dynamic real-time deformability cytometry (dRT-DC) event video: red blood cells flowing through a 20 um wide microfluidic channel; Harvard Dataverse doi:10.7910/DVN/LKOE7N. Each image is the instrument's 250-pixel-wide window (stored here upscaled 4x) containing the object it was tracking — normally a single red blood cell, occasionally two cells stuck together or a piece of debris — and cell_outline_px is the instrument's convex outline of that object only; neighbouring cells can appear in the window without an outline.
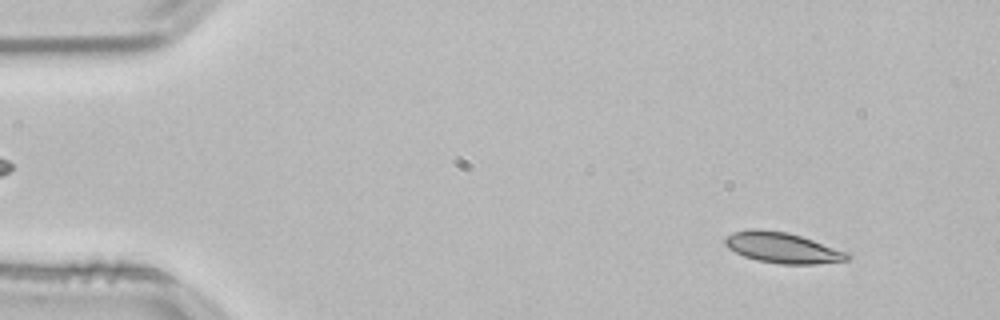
{"species": "common noctule bat (a hibernating species)", "species_latin": "Nyctalus noctula", "temperature_condition": "room temperature", "stored_images_in_passage": 53, "camera_frame_rate_fps": 3000, "um_per_image_px": 0.085, "animal": {"sex": "male", "body_mass_g": 21.5, "forearm_length_mm": 52.0}, "frame": {"image": 1, "passage_image": 5, "time_ms": 1.333, "image_size_px": [1000, 320], "cell_outline_px": [[852, 256], [848, 260], [816, 264], [780, 264], [756, 260], [744, 256], [728, 248], [724, 244], [724, 240], [732, 232], [748, 228], [756, 228], [788, 232], [812, 240], [844, 252]], "centroid_in_image_um": [66.44, 21.05], "position_along_channel_um": 18.6, "area_um2": 21.68}}
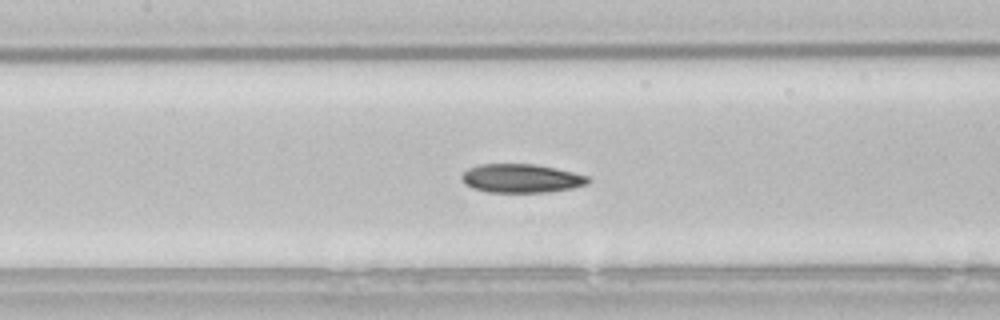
{"frame": {"image": 2, "passage_image": 24, "time_ms": 7.667, "image_size_px": [1000, 320], "cell_outline_px": [[592, 180], [588, 184], [572, 188], [548, 192], [488, 192], [472, 188], [464, 184], [460, 176], [468, 168], [480, 164], [536, 164], [556, 168], [588, 176]], "centroid_in_image_um": [44.31, 15.16], "position_along_channel_um": 163.1, "area_um2": 21.27}}
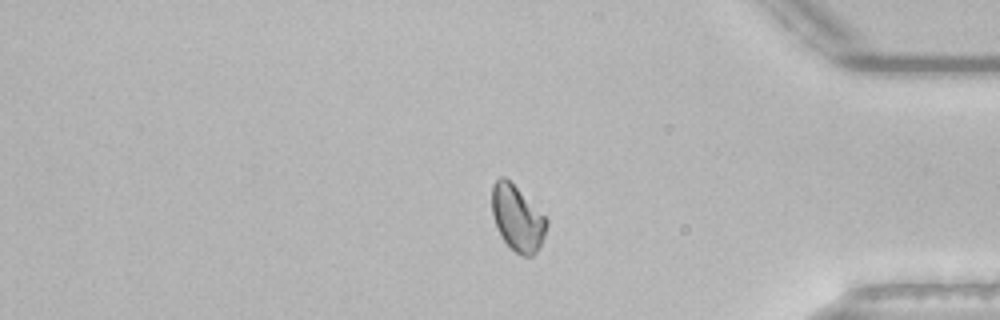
{"frame": {"image": 3, "passage_image": 44, "time_ms": 14.333, "image_size_px": [1000, 320], "cell_outline_px": [[548, 224], [540, 248], [532, 256], [524, 256], [516, 252], [504, 240], [492, 216], [492, 184], [500, 176], [504, 176], [548, 220]], "centroid_in_image_um": [43.97, 18.56], "position_along_channel_um": 391.2, "area_um2": 20.35}, "authors_computed_cell_mechanics": {"area_um2": 21.5594, "velocity_mm_per_s": 3.7884, "shape_relaxation_time_tau1_ms": 7.8255, "shape_relaxation_time_tau2_ms": null, "deformation_change_tau1": 0.1439, "deformation_change_tau2": null}}